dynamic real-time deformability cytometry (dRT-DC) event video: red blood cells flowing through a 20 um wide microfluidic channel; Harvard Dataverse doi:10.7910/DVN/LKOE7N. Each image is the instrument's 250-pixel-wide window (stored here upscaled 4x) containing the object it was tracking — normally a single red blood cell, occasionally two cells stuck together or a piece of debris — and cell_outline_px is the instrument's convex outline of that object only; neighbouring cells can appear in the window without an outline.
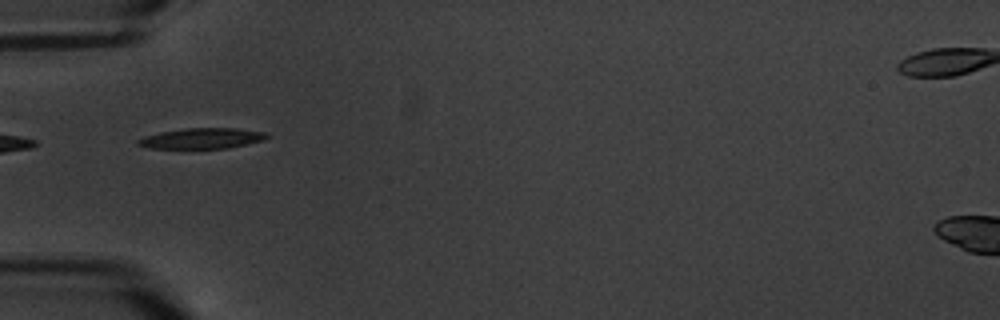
{"species": "common noctule bat (a hibernating species)", "species_latin": "Nyctalus noctula", "temperature_condition": "warm", "stored_images_in_passage": 6, "segment_of_instrument_passage": [2, 2], "camera_frame_rate_fps": 3000, "um_per_image_px": 0.085, "animal": {"sex": "male", "body_mass_g": 20.1, "forearm_length_mm": 53.5}, "frame": {"image": 1, "passage_image": 3, "time_ms": 2.333, "image_size_px": [1000, 320], "cell_outline_px": [[268, 136], [264, 140], [248, 144], [228, 148], [148, 148], [136, 144], [136, 140], [144, 136], [160, 132], [184, 128], [236, 128], [268, 132]], "centroid_in_image_um": [17.17, 11.75], "position_along_channel_um": 67.8, "area_um2": 15.55}}
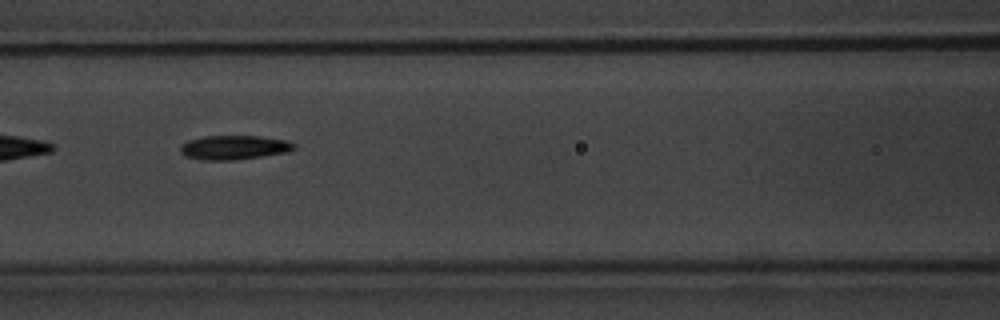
{"frame": {"image": 2, "passage_image": 5, "time_ms": 4.667, "image_size_px": [1000, 320], "cell_outline_px": [[296, 148], [288, 152], [232, 160], [200, 160], [184, 156], [180, 152], [180, 148], [188, 140], [204, 136], [260, 136], [284, 140], [296, 144]], "centroid_in_image_um": [19.88, 12.53], "position_along_channel_um": 146.7, "area_um2": 15.95}}